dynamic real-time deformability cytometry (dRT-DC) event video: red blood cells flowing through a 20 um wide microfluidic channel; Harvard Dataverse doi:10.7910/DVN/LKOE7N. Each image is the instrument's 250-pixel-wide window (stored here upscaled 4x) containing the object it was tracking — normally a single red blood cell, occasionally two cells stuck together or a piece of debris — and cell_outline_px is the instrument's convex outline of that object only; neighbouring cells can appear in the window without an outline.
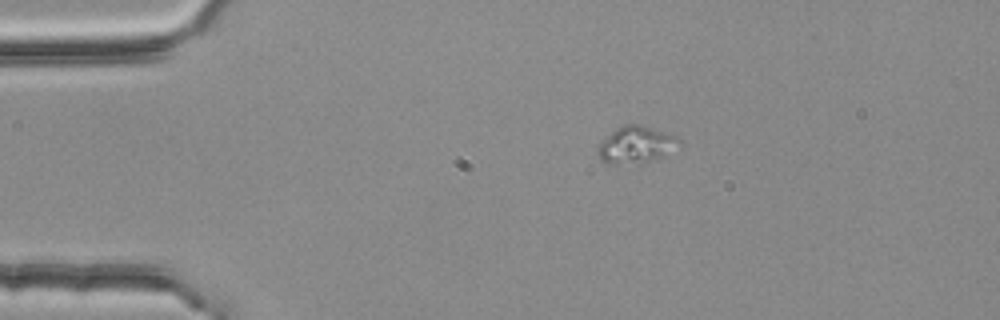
{"species": "common noctule bat (a hibernating species)", "species_latin": "Nyctalus noctula", "temperature_condition": "room temperature", "stored_images_in_passage": 2, "camera_frame_rate_fps": 3000, "um_per_image_px": 0.085, "animal": {"sex": "female", "body_mass_g": 25.1}, "frame": {"image": 1, "passage_image": 1, "time_ms": 0.0, "image_size_px": [1000, 320], "cell_outline_px": [[680, 144], [660, 156], [648, 160], [616, 164], [608, 164], [600, 160], [596, 152], [596, 148], [616, 128], [624, 124], [640, 124], [676, 136], [680, 140]], "centroid_in_image_um": [53.99, 12.28], "position_along_channel_um": 31.0, "area_um2": 16.82}}